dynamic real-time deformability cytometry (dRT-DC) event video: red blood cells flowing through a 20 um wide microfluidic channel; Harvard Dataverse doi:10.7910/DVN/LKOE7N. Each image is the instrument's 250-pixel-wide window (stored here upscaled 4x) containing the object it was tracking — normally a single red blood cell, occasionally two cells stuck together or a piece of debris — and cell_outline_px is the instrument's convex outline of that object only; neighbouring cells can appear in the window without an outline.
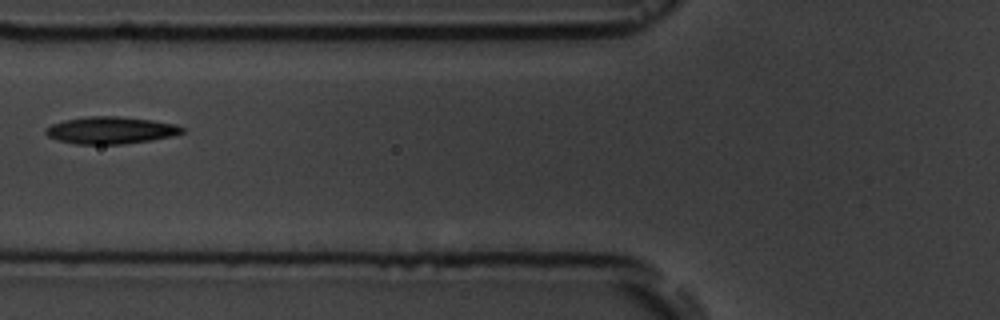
{"species": "common noctule bat (a hibernating species)", "species_latin": "Nyctalus noctula", "temperature_condition": "room temperature", "stored_images_in_passage": 7, "camera_frame_rate_fps": 3000, "um_per_image_px": 0.085, "animal": {"sex": "male", "body_mass_g": 19.5, "forearm_length_mm": 54.6}, "frame": {"image": 1, "passage_image": 7, "time_ms": 7.0, "image_size_px": [1000, 320], "cell_outline_px": [[184, 132], [172, 136], [152, 140], [124, 144], [76, 144], [56, 140], [48, 136], [44, 132], [44, 128], [52, 124], [64, 120], [88, 116], [120, 116], [152, 120], [176, 124], [184, 128]], "centroid_in_image_um": [9.39, 11.07], "position_along_channel_um": 116.4, "area_um2": 21.73}}